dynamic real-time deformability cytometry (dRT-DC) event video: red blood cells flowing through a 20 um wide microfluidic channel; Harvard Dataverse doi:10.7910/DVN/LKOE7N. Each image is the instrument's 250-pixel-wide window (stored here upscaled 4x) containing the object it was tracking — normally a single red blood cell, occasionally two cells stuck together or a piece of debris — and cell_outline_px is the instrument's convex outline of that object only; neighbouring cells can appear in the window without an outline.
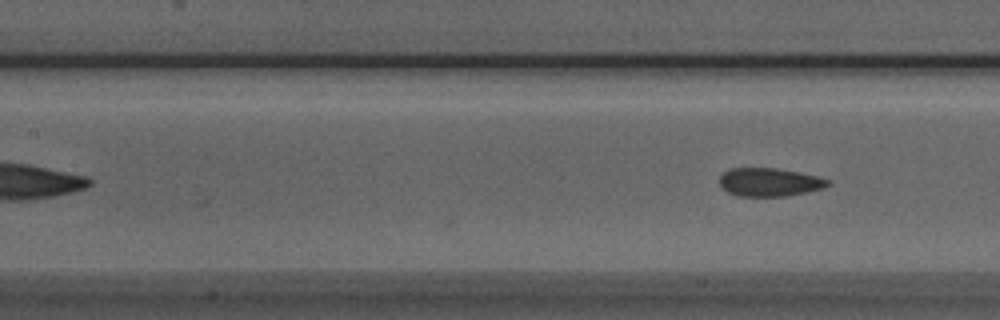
{"species": "Egyptian fruit bat (a non-hibernating species)", "species_latin": "Rousettus aegyptiacus", "temperature_condition": "room temperature", "stored_images_in_passage": 14, "camera_frame_rate_fps": 3000, "um_per_image_px": 0.085, "animal": {"sex": "male"}, "frame": {"image": 1, "passage_image": 14, "time_ms": 4.333, "image_size_px": [1000, 320], "cell_outline_px": [[832, 184], [824, 188], [808, 192], [784, 196], [736, 196], [728, 192], [720, 184], [720, 176], [728, 168], [776, 168], [816, 176], [828, 180]], "centroid_in_image_um": [65.4, 15.49], "position_along_channel_um": 142.0, "area_um2": 17.8}}